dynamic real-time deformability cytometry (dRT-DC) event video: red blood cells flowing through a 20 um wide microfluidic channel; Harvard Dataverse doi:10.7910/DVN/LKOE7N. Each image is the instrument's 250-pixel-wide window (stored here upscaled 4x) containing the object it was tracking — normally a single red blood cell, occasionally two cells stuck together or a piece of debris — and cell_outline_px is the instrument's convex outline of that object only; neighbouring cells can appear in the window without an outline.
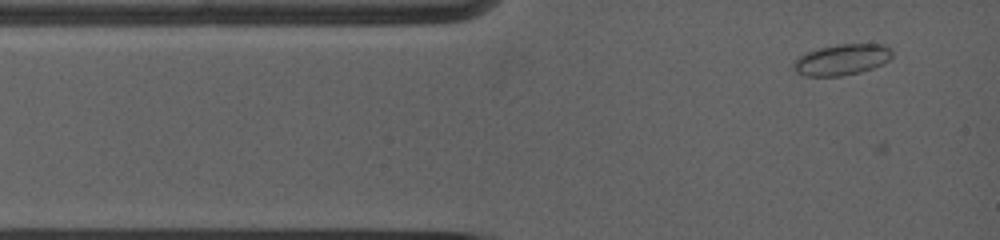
{"species": "common noctule bat (a hibernating species)", "species_latin": "Nyctalus noctula", "temperature_condition": "warm", "stored_images_in_passage": 5, "camera_frame_rate_fps": 5000, "um_per_image_px": 0.085, "animal": {"sex": "female", "body_mass_g": 19.0, "forearm_length_mm": 53.3}, "frame": {"image": 1, "passage_image": 4, "time_ms": 1.4, "image_size_px": [1000, 240], "cell_outline_px": [[892, 56], [888, 60], [872, 68], [860, 72], [840, 76], [804, 76], [796, 72], [792, 68], [792, 64], [800, 56], [808, 52], [820, 48], [836, 44], [884, 44], [892, 48]], "centroid_in_image_um": [71.55, 5.07], "position_along_channel_um": 13.4, "area_um2": 17.74}}